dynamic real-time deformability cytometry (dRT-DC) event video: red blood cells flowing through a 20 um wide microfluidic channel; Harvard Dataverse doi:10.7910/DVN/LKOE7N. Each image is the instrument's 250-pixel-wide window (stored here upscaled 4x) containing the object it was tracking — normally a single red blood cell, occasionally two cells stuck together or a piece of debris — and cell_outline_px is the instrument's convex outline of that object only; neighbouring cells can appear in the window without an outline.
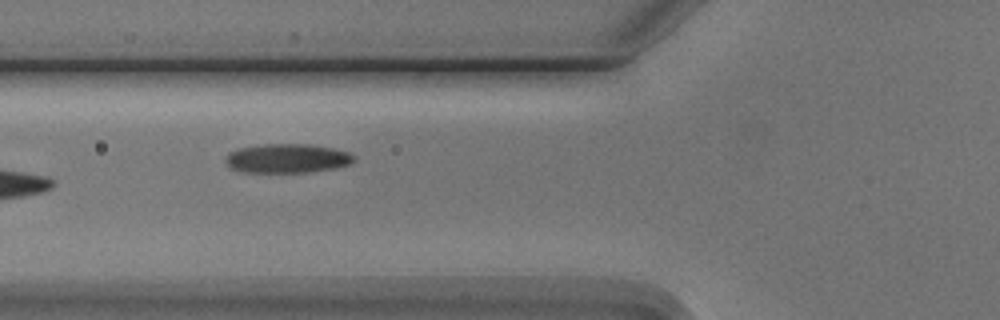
{"species": "Egyptian fruit bat (a non-hibernating species)", "species_latin": "Rousettus aegyptiacus", "temperature_condition": "cold", "stored_images_in_passage": 6, "camera_frame_rate_fps": 3000, "um_per_image_px": 0.085, "animal": {"sex": "male"}, "frame": {"image": 1, "passage_image": 5, "time_ms": 5.0, "image_size_px": [1000, 320], "cell_outline_px": [[356, 160], [348, 164], [336, 168], [308, 172], [244, 172], [232, 168], [224, 160], [228, 152], [240, 148], [264, 144], [308, 144], [332, 148], [348, 152], [356, 156]], "centroid_in_image_um": [24.43, 13.46], "position_along_channel_um": 101.4, "area_um2": 21.73}}
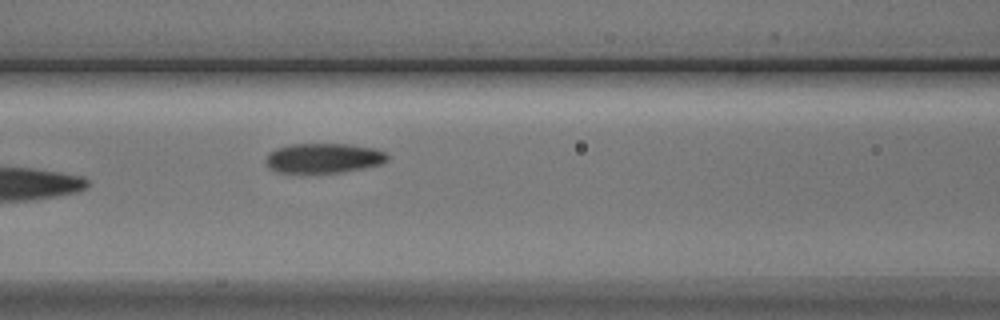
{"frame": {"image": 2, "passage_image": 6, "time_ms": 6.0, "image_size_px": [1000, 320], "cell_outline_px": [[388, 160], [380, 164], [364, 168], [340, 172], [276, 172], [268, 168], [264, 160], [268, 152], [276, 148], [292, 144], [348, 144], [376, 148], [384, 152], [388, 156]], "centroid_in_image_um": [27.47, 13.43], "position_along_channel_um": 139.1, "area_um2": 21.15}}